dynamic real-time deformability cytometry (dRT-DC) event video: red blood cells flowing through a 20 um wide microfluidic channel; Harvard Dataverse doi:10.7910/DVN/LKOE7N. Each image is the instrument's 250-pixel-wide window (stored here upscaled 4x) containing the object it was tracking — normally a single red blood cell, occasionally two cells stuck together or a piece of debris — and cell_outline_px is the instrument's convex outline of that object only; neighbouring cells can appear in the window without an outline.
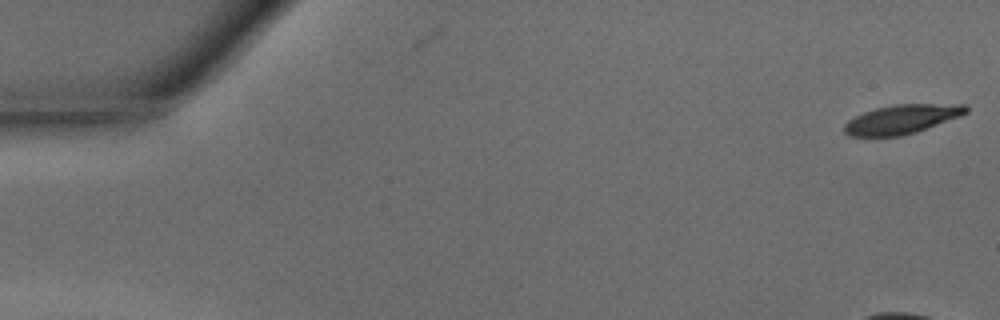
{"species": "common noctule bat (a hibernating species)", "species_latin": "Nyctalus noctula", "temperature_condition": "warm", "stored_images_in_passage": 18, "camera_frame_rate_fps": 3000, "um_per_image_px": 0.085, "animal": {"sex": "male", "body_mass_g": 15.6}, "frame": {"image": 1, "passage_image": 1, "time_ms": 0.0, "image_size_px": [1000, 320], "cell_outline_px": [[968, 112], [960, 116], [916, 132], [900, 136], [848, 136], [844, 132], [844, 124], [848, 120], [864, 112], [876, 108], [896, 104], [968, 104]], "centroid_in_image_um": [76.66, 10.13], "position_along_channel_um": 8.3, "area_um2": 20.58}}